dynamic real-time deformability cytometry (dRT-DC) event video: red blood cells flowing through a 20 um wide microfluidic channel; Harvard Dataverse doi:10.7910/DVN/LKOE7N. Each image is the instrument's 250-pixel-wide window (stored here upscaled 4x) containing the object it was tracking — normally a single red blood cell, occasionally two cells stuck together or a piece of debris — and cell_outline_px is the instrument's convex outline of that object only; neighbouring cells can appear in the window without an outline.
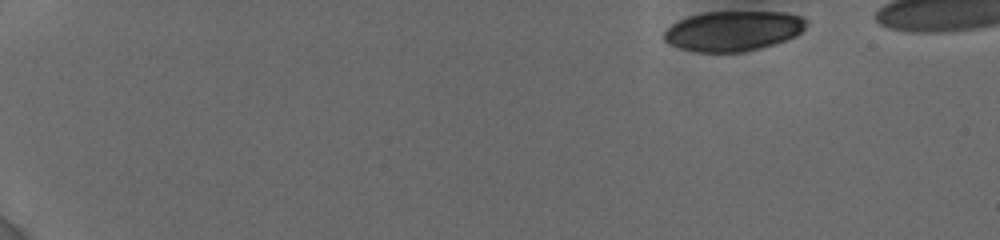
{"species": "human", "species_latin": "Homo sapiens", "temperature_condition": "cold", "stored_images_in_passage": 14, "camera_frame_rate_fps": 3000, "um_per_image_px": 0.085, "donor": {"sex": "female"}, "frame": {"image": 1, "passage_image": 1, "time_ms": 0.0, "image_size_px": [1000, 240], "cell_outline_px": [[808, 24], [796, 36], [760, 48], [744, 52], [696, 52], [680, 48], [668, 44], [664, 40], [664, 32], [672, 24], [688, 16], [704, 12], [784, 12], [800, 16], [808, 20]], "centroid_in_image_um": [62.31, 2.63], "position_along_channel_um": 22.7, "area_um2": 33.18}}